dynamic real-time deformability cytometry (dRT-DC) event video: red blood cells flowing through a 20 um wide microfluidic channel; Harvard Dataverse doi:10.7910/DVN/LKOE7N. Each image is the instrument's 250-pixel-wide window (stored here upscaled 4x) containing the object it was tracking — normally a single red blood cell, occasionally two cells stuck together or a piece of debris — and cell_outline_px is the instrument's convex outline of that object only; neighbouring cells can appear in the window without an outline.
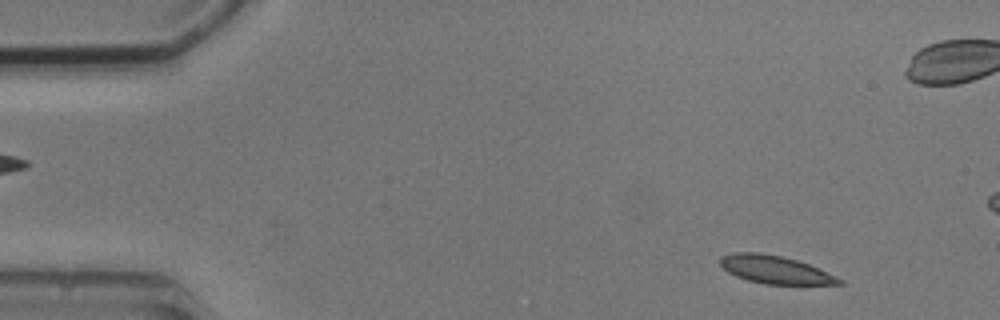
{"species": "common noctule bat (a hibernating species)", "species_latin": "Nyctalus noctula", "temperature_condition": "cold", "stored_images_in_passage": 4, "segment_of_instrument_passage": [2, 2], "camera_frame_rate_fps": 3000, "um_per_image_px": 0.085, "animal": {"sex": "male", "body_mass_g": 20.5, "forearm_length_mm": 52.5}, "frame": {"image": 1, "passage_image": 4, "time_ms": 6.0, "image_size_px": [1000, 320], "cell_outline_px": [[844, 284], [764, 284], [748, 280], [736, 276], [728, 272], [720, 264], [720, 256], [732, 252], [760, 252], [780, 256], [796, 260], [808, 264], [844, 280]], "centroid_in_image_um": [65.85, 22.91], "position_along_channel_um": 19.2, "area_um2": 19.19}}